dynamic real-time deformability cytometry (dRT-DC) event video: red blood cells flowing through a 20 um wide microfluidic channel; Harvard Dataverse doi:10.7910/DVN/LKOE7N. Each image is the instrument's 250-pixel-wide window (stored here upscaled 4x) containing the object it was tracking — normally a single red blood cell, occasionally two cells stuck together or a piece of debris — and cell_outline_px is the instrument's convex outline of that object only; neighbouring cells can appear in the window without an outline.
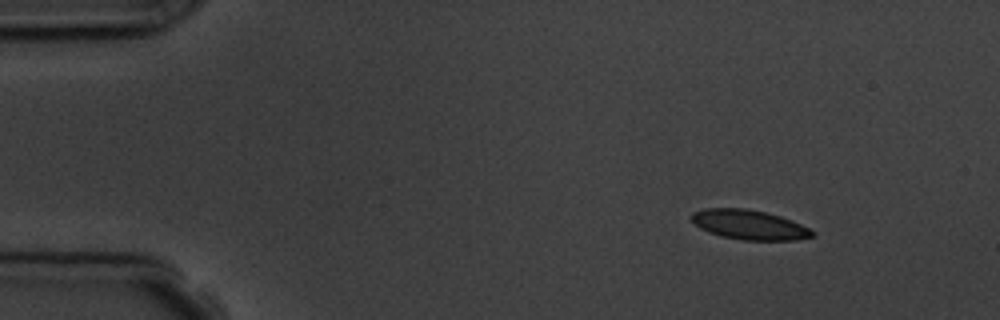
{"species": "common noctule bat (a hibernating species)", "species_latin": "Nyctalus noctula", "temperature_condition": "room temperature", "stored_images_in_passage": 4, "camera_frame_rate_fps": 3000, "um_per_image_px": 0.085, "animal": {"sex": "male", "body_mass_g": 19.5, "forearm_length_mm": 54.6}, "frame": {"image": 1, "passage_image": 1, "time_ms": 0.0, "image_size_px": [1000, 320], "cell_outline_px": [[816, 236], [796, 240], [744, 240], [720, 236], [708, 232], [700, 228], [688, 216], [692, 212], [704, 208], [744, 208], [764, 212], [780, 216], [792, 220], [808, 228]], "centroid_in_image_um": [63.64, 19.1], "position_along_channel_um": 21.4, "area_um2": 20.87}}
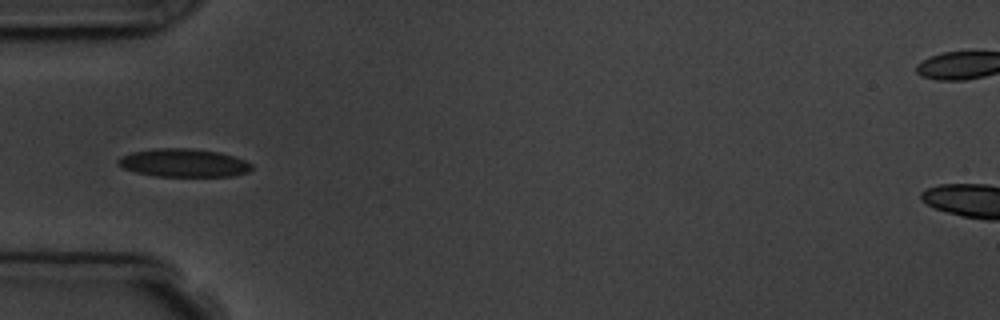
{"frame": {"image": 2, "passage_image": 4, "time_ms": 3.667, "image_size_px": [1000, 320], "cell_outline_px": [[252, 168], [248, 172], [232, 176], [156, 176], [136, 172], [124, 168], [116, 164], [116, 160], [132, 152], [160, 148], [188, 148], [220, 152], [244, 160], [252, 164]], "centroid_in_image_um": [15.61, 13.85], "position_along_channel_um": 69.4, "area_um2": 21.73}}